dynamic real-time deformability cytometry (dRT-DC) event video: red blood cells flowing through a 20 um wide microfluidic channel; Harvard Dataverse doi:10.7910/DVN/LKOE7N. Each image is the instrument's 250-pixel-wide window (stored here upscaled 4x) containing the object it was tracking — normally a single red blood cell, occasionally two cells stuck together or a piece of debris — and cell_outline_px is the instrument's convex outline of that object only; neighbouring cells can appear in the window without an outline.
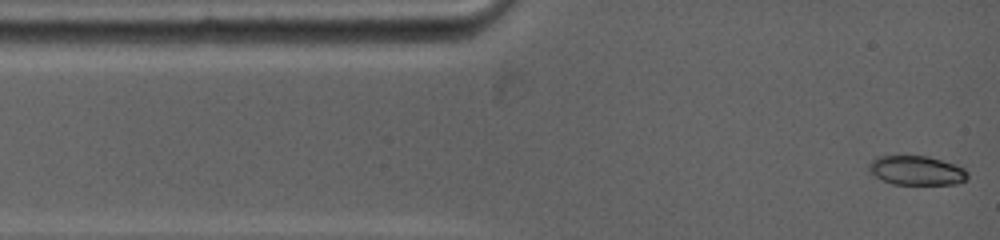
{"species": "common noctule bat (a hibernating species)", "species_latin": "Nyctalus noctula", "temperature_condition": "warm", "stored_images_in_passage": 3, "camera_frame_rate_fps": 5000, "um_per_image_px": 0.085, "animal": {"sex": "female", "body_mass_g": 19.0, "forearm_length_mm": 53.3}, "frame": {"image": 1, "passage_image": 1, "time_ms": 0.0, "image_size_px": [1000, 240], "cell_outline_px": [[968, 176], [964, 180], [952, 184], [896, 184], [884, 180], [876, 176], [868, 168], [868, 164], [876, 156], [928, 156], [956, 164], [964, 168], [968, 172]], "centroid_in_image_um": [77.92, 14.47], "position_along_channel_um": 7.1, "area_um2": 16.65}}
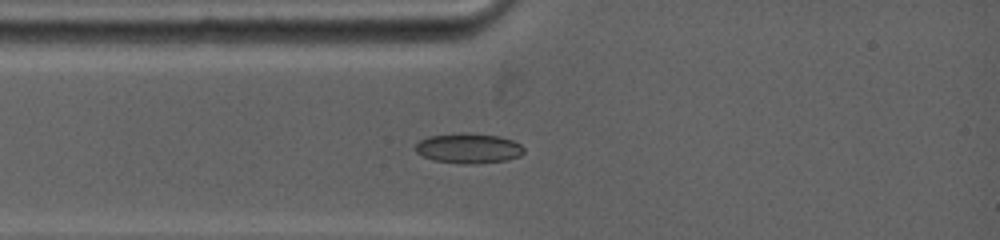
{"frame": {"image": 2, "passage_image": 3, "time_ms": 2.2, "image_size_px": [1000, 240], "cell_outline_px": [[524, 152], [520, 156], [504, 160], [472, 164], [464, 164], [432, 160], [416, 152], [416, 144], [420, 140], [428, 136], [496, 136], [512, 140], [520, 144], [524, 148]], "centroid_in_image_um": [39.83, 12.66], "position_along_channel_um": 45.2, "area_um2": 17.86}}